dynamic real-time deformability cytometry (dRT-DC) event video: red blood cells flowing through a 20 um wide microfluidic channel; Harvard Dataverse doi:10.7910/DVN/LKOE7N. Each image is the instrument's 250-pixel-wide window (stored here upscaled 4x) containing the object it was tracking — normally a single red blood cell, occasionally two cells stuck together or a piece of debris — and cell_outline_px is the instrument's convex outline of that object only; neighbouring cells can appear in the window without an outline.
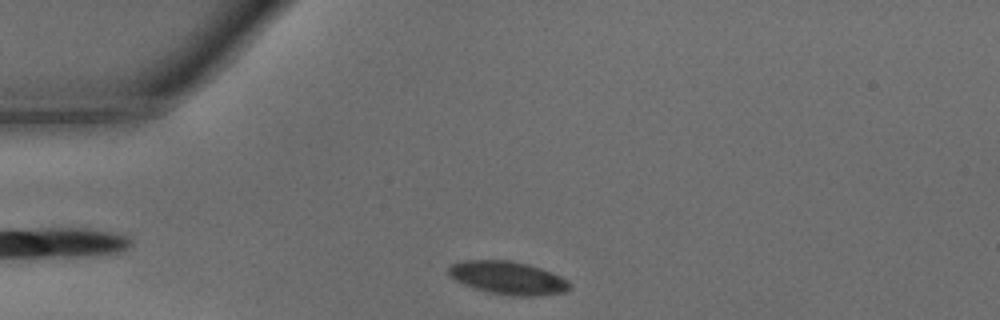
{"species": "common noctule bat (a hibernating species)", "species_latin": "Nyctalus noctula", "temperature_condition": "warm", "stored_images_in_passage": 28, "camera_frame_rate_fps": 3000, "um_per_image_px": 0.085, "animal": {"sex": "male", "body_mass_g": 15.6}, "frame": {"image": 1, "passage_image": 1, "time_ms": 0.0, "image_size_px": [1000, 320], "cell_outline_px": [[572, 288], [564, 292], [536, 296], [512, 296], [492, 292], [476, 288], [464, 284], [448, 276], [448, 268], [452, 264], [460, 260], [512, 260], [528, 264], [552, 272], [568, 280], [572, 284]], "centroid_in_image_um": [43.2, 23.61], "position_along_channel_um": 41.8, "area_um2": 23.41}}
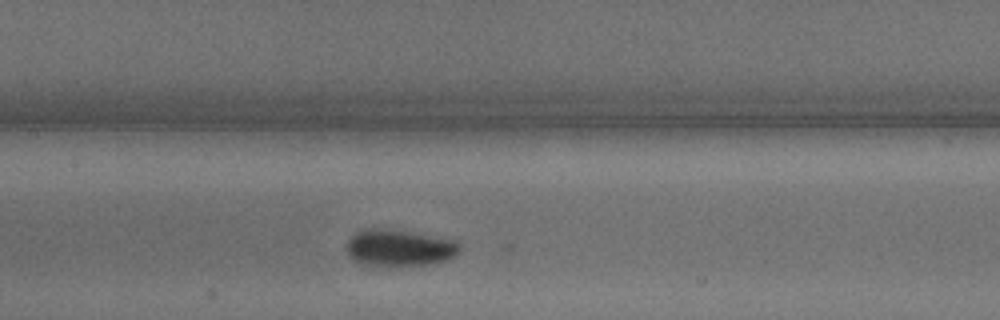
{"frame": {"image": 2, "passage_image": 12, "time_ms": 3.667, "image_size_px": [1000, 320], "cell_outline_px": [[460, 248], [448, 260], [424, 264], [396, 268], [372, 268], [360, 264], [348, 252], [348, 240], [356, 232], [368, 228], [392, 228], [448, 240], [460, 244]], "centroid_in_image_um": [33.85, 21.11], "position_along_channel_um": 173.5, "area_um2": 24.39}}
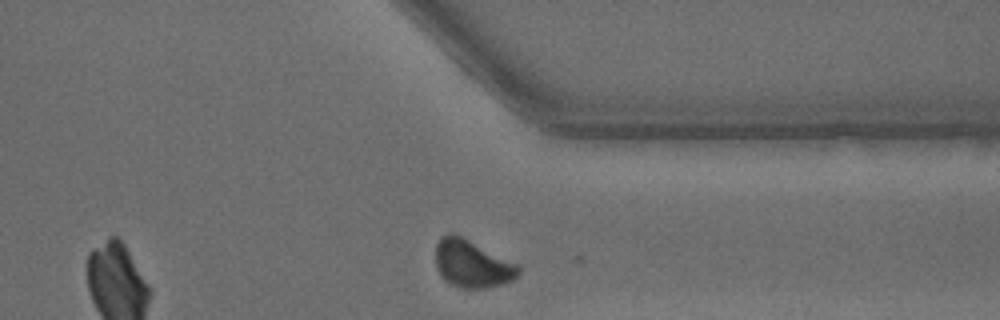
{"frame": {"image": 3, "passage_image": 26, "time_ms": 8.333, "image_size_px": [1000, 320], "cell_outline_px": [[520, 272], [512, 280], [488, 288], [460, 288], [444, 280], [436, 268], [436, 244], [440, 236], [448, 232], [452, 232], [520, 264]], "centroid_in_image_um": [40.12, 22.41], "position_along_channel_um": 371.3, "area_um2": 23.12}}